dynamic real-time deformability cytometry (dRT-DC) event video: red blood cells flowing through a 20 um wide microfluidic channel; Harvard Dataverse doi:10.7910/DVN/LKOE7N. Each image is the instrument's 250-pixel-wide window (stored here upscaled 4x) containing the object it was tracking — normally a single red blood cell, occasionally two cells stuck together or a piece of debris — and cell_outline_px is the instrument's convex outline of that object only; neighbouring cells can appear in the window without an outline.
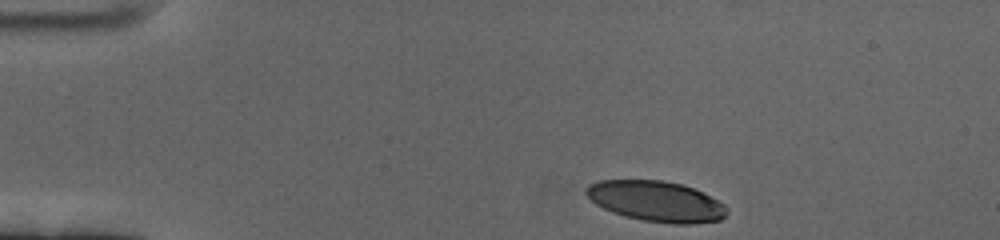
{"species": "human", "species_latin": "Homo sapiens", "temperature_condition": "cold", "stored_images_in_passage": 42, "camera_frame_rate_fps": 3000, "um_per_image_px": 0.085, "donor": {"sex": "female"}, "frame": {"image": 1, "passage_image": 1, "time_ms": 0.0, "image_size_px": [1000, 240], "cell_outline_px": [[728, 212], [720, 220], [692, 224], [672, 224], [644, 220], [624, 216], [612, 212], [596, 204], [584, 192], [584, 188], [588, 184], [600, 180], [664, 180], [680, 184], [692, 188], [724, 204], [728, 208]], "centroid_in_image_um": [55.75, 17.11], "position_along_channel_um": 29.3, "area_um2": 33.12}}
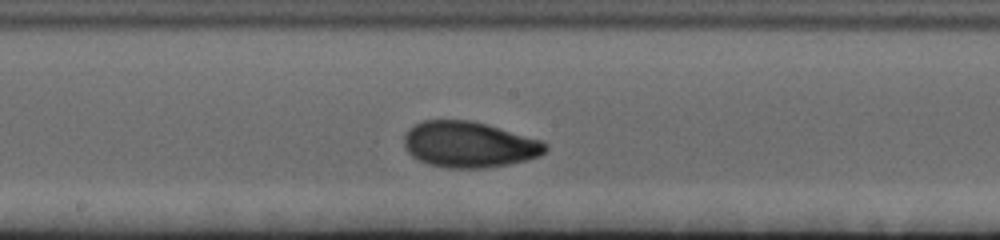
{"frame": {"image": 2, "passage_image": 23, "time_ms": 7.333, "image_size_px": [1000, 240], "cell_outline_px": [[548, 148], [540, 156], [528, 160], [508, 164], [484, 168], [444, 168], [428, 164], [412, 156], [404, 148], [404, 136], [408, 128], [424, 120], [472, 120], [540, 140], [548, 144]], "centroid_in_image_um": [39.85, 12.29], "position_along_channel_um": 208.3, "area_um2": 37.86}}
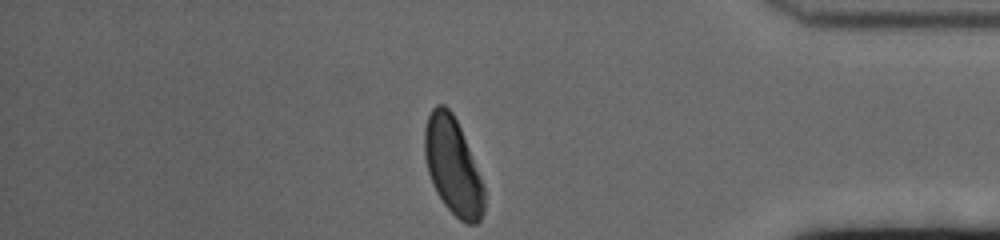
{"frame": {"image": 3, "passage_image": 42, "time_ms": 13.667, "image_size_px": [1000, 240], "cell_outline_px": [[484, 212], [480, 220], [476, 224], [468, 224], [460, 220], [444, 204], [436, 192], [432, 184], [428, 172], [424, 156], [424, 128], [428, 116], [432, 108], [436, 104], [444, 104], [452, 112], [460, 128], [480, 176], [484, 188]], "centroid_in_image_um": [38.47, 14.13], "position_along_channel_um": 396.7, "area_um2": 33.47}, "authors_computed_cell_mechanics": {"area_um2": 35.8071, "velocity_mm_per_s": 3.3734, "shape_relaxation_time_tau1_ms": 3.8035, "shape_relaxation_time_tau2_ms": 1.551, "deformation_change_tau1": 0.1593, "deformation_change_tau2": 0.06}}